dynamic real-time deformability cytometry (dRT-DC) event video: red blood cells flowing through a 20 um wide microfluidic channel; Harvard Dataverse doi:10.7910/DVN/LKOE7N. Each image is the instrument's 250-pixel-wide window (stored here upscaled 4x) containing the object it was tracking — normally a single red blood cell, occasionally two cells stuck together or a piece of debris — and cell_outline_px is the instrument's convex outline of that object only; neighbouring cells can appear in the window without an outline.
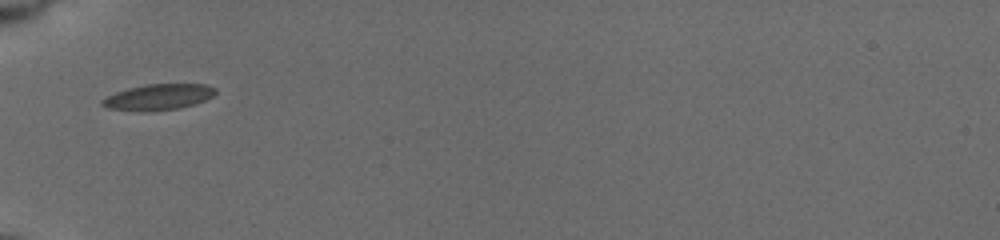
{"species": "common noctule bat (a hibernating species)", "species_latin": "Nyctalus noctula", "temperature_condition": "cold", "stored_images_in_passage": 36, "camera_frame_rate_fps": 3000, "um_per_image_px": 0.085, "animal": {"sex": "female", "body_mass_g": 19.5, "forearm_length_mm": 54.1}, "frame": {"image": 1, "passage_image": 1, "time_ms": 0.0, "image_size_px": [1000, 240], "cell_outline_px": [[216, 92], [212, 96], [204, 100], [180, 108], [148, 112], [144, 112], [108, 108], [100, 104], [100, 100], [116, 92], [128, 88], [144, 84], [204, 84], [216, 88]], "centroid_in_image_um": [13.43, 8.25], "position_along_channel_um": 71.6, "area_um2": 17.11}}
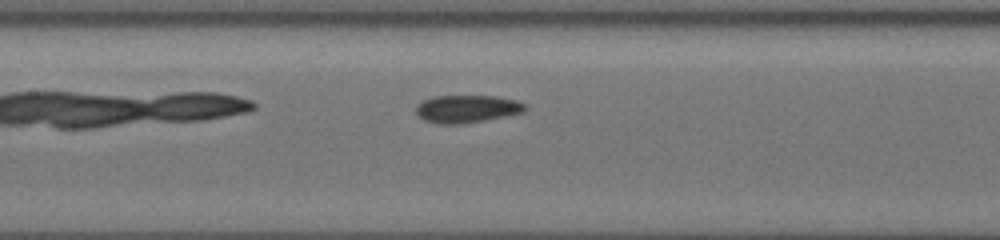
{"frame": {"image": 2, "passage_image": 9, "time_ms": 2.667, "image_size_px": [1000, 240], "cell_outline_px": [[528, 108], [524, 112], [484, 120], [460, 124], [440, 124], [424, 120], [416, 112], [416, 104], [432, 96], [496, 96], [516, 100], [524, 104]], "centroid_in_image_um": [39.68, 9.24], "position_along_channel_um": 167.7, "area_um2": 17.51}}
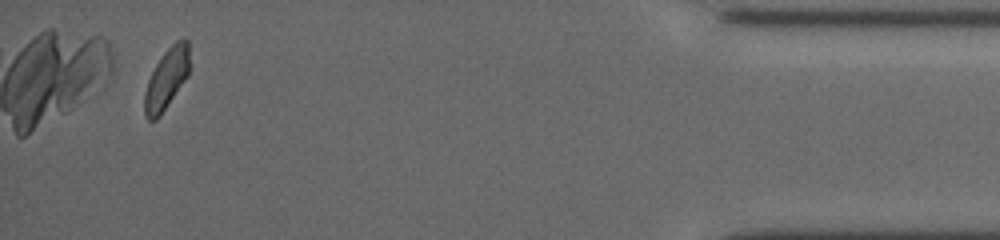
{"frame": {"image": 3, "passage_image": 34, "time_ms": 11.0, "image_size_px": [1000, 240], "cell_outline_px": [[188, 76], [160, 116], [156, 120], [148, 120], [144, 116], [144, 92], [148, 80], [156, 64], [164, 52], [176, 40], [184, 36], [188, 40]], "centroid_in_image_um": [14.14, 6.71], "position_along_channel_um": 421.1, "area_um2": 15.9}, "authors_computed_cell_mechanics": {"area_um2": 16.762, "velocity_mm_per_s": 3.7251, "shape_relaxation_time_tau1_ms": 4.8015, "shape_relaxation_time_tau2_ms": 1.8541, "deformation_change_tau1": 0.0758, "deformation_change_tau2": 0.079}}